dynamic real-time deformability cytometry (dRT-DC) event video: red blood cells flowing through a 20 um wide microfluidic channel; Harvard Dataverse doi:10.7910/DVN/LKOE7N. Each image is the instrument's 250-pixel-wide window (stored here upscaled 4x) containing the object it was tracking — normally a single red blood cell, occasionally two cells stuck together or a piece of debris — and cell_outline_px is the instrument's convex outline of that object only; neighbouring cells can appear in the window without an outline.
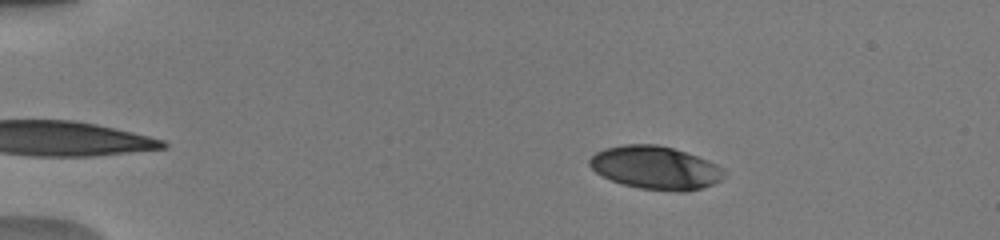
{"species": "human", "species_latin": "Homo sapiens", "temperature_condition": "warm", "stored_images_in_passage": 47, "camera_frame_rate_fps": 3000, "um_per_image_px": 0.085, "donor": {"sex": "male"}, "frame": {"image": 1, "passage_image": 4, "time_ms": 1.0, "image_size_px": [1000, 240], "cell_outline_px": [[724, 176], [720, 180], [712, 184], [700, 188], [684, 192], [680, 192], [640, 188], [624, 184], [612, 180], [596, 172], [588, 164], [588, 160], [596, 152], [604, 148], [624, 144], [656, 144], [672, 148], [708, 160], [724, 168]], "centroid_in_image_um": [55.71, 14.25], "position_along_channel_um": 29.3, "area_um2": 33.58}}
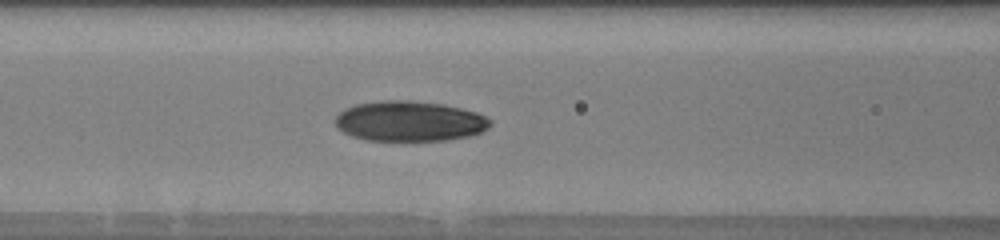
{"frame": {"image": 2, "passage_image": 18, "time_ms": 5.667, "image_size_px": [1000, 240], "cell_outline_px": [[492, 124], [488, 128], [472, 136], [448, 140], [364, 140], [352, 136], [336, 128], [336, 116], [344, 108], [356, 104], [380, 100], [412, 100], [444, 104], [476, 112], [492, 120]], "centroid_in_image_um": [34.81, 10.29], "position_along_channel_um": 131.8, "area_um2": 36.59}}
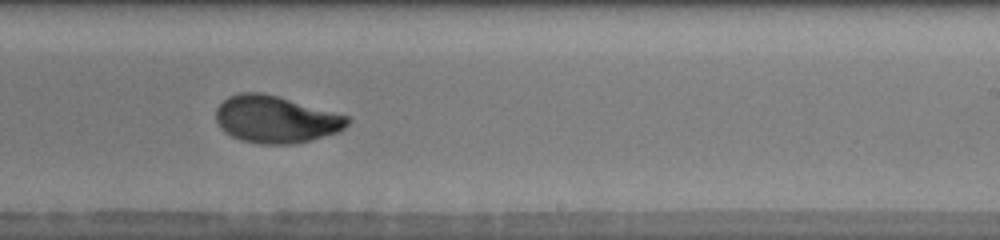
{"frame": {"image": 3, "passage_image": 28, "time_ms": 9.0, "image_size_px": [1000, 240], "cell_outline_px": [[352, 120], [340, 132], [312, 140], [296, 144], [260, 144], [240, 140], [224, 132], [220, 128], [216, 120], [216, 108], [228, 96], [240, 92], [264, 92], [348, 116]], "centroid_in_image_um": [23.44, 10.15], "position_along_channel_um": 265.6, "area_um2": 36.41}}